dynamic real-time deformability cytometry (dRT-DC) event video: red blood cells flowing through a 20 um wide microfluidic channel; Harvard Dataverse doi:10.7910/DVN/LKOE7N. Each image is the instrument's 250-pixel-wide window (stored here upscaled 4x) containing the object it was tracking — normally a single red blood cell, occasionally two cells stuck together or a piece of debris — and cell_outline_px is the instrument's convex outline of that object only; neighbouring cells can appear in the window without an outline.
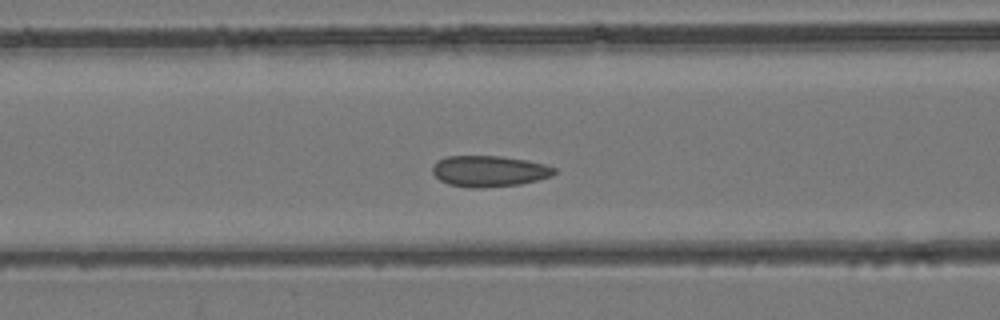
{"species": "common noctule bat (a hibernating species)", "species_latin": "Nyctalus noctula", "temperature_condition": "room temperature", "stored_images_in_passage": 33, "camera_frame_rate_fps": 3000, "um_per_image_px": 0.085, "animal": {"sex": "female", "body_mass_g": 24.6, "forearm_length_mm": 56.2}, "frame": {"image": 1, "passage_image": 7, "time_ms": 2.0, "image_size_px": [1000, 320], "cell_outline_px": [[556, 172], [552, 176], [520, 184], [476, 188], [448, 184], [440, 180], [432, 172], [432, 164], [436, 160], [444, 156], [500, 156], [528, 160], [544, 164], [556, 168]], "centroid_in_image_um": [41.55, 14.53], "position_along_channel_um": 125.0, "area_um2": 22.08}}
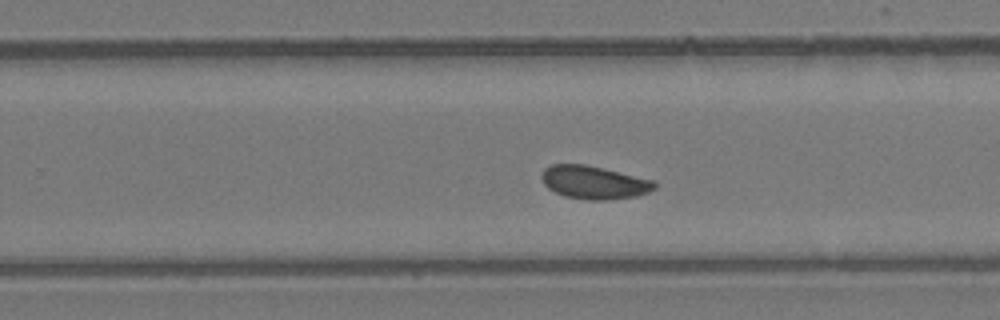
{"frame": {"image": 2, "passage_image": 17, "time_ms": 5.333, "image_size_px": [1000, 320], "cell_outline_px": [[656, 188], [648, 192], [636, 196], [604, 200], [588, 200], [564, 196], [548, 188], [544, 184], [540, 176], [544, 168], [552, 164], [584, 164], [656, 180]], "centroid_in_image_um": [50.49, 15.5], "position_along_channel_um": 279.3, "area_um2": 21.85}}
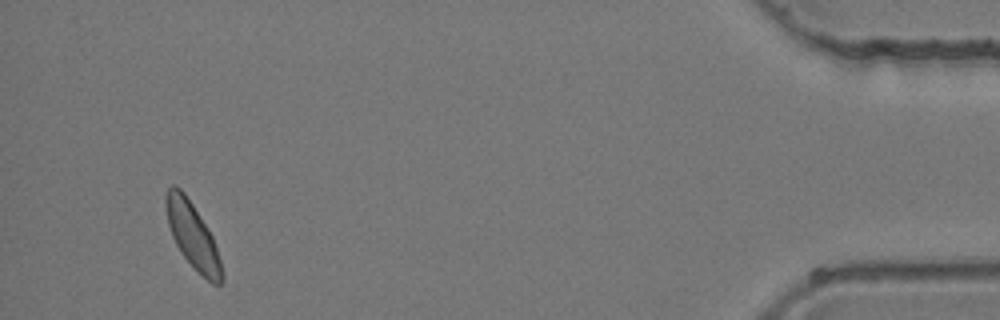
{"frame": {"image": 3, "passage_image": 31, "time_ms": 10.0, "image_size_px": [1000, 320], "cell_outline_px": [[224, 280], [220, 284], [212, 284], [180, 252], [172, 236], [168, 224], [164, 200], [164, 196], [168, 188], [172, 184], [176, 184], [184, 192], [208, 228], [212, 236], [220, 260], [224, 276]], "centroid_in_image_um": [16.35, 19.97], "position_along_channel_um": 418.8, "area_um2": 21.1}}